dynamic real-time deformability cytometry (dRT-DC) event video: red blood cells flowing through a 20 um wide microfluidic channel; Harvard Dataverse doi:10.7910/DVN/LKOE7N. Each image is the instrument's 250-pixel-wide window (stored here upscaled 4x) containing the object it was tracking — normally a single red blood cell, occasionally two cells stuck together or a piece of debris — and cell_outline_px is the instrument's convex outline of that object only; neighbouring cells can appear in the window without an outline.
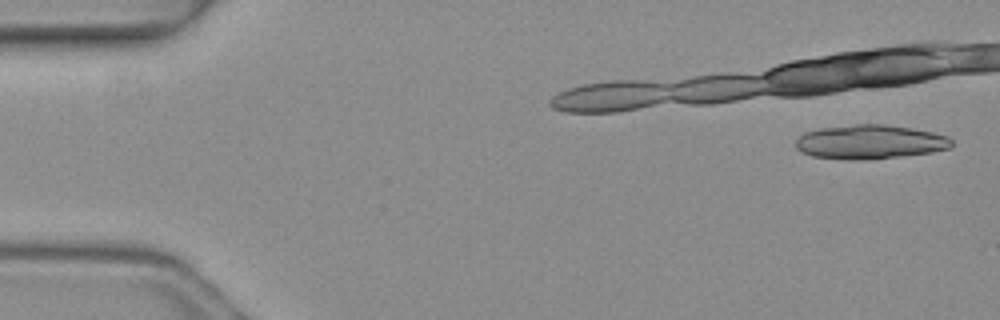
{"species": "common noctule bat (a hibernating species)", "species_latin": "Nyctalus noctula", "temperature_condition": "warm", "stored_images_in_passage": 4, "camera_frame_rate_fps": 3000, "um_per_image_px": 0.085, "animal": {"sex": "female", "body_mass_g": 19.3, "forearm_length_mm": 54.1}, "frame": {"image": 1, "passage_image": 1, "time_ms": 0.0, "image_size_px": [1000, 320], "cell_outline_px": [[952, 144], [948, 148], [932, 152], [900, 156], [864, 160], [844, 160], [812, 156], [796, 148], [796, 140], [804, 132], [820, 128], [856, 124], [880, 124], [912, 128], [932, 132], [948, 136], [952, 140]], "centroid_in_image_um": [73.93, 12.06], "position_along_channel_um": 11.1, "area_um2": 30.92}}